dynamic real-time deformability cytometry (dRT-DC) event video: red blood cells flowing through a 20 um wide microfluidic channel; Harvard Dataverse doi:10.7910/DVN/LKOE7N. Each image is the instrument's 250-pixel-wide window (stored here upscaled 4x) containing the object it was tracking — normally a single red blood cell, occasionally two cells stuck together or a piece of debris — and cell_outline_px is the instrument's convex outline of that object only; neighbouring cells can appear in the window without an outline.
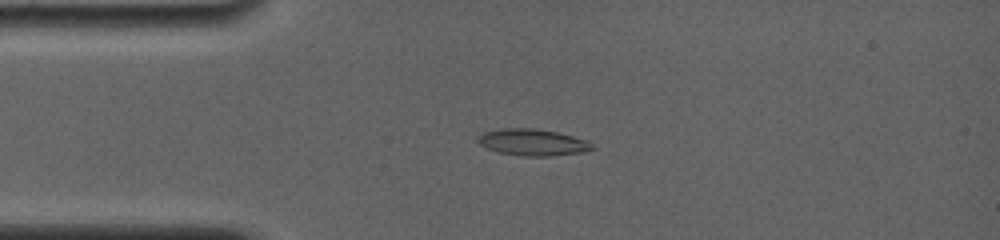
{"species": "common noctule bat (a hibernating species)", "species_latin": "Nyctalus noctula", "temperature_condition": "room temperature", "stored_images_in_passage": 22, "camera_frame_rate_fps": 4000, "um_per_image_px": 0.085, "animal": {"sex": "female", "body_mass_g": 19.0, "forearm_length_mm": 56.7}, "frame": {"image": 1, "passage_image": 8, "time_ms": 3.5, "image_size_px": [1000, 240], "cell_outline_px": [[596, 148], [584, 152], [548, 156], [524, 156], [500, 152], [488, 148], [480, 144], [476, 140], [484, 132], [500, 128], [532, 128], [556, 132], [588, 140]], "centroid_in_image_um": [45.31, 12.09], "position_along_channel_um": 39.7, "area_um2": 17.57}}
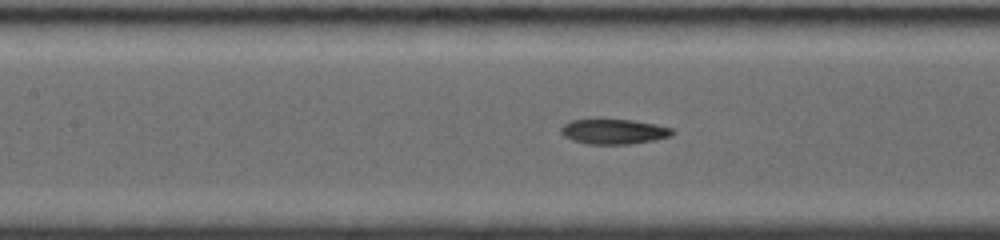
{"frame": {"image": 2, "passage_image": 16, "time_ms": 7.0, "image_size_px": [1000, 240], "cell_outline_px": [[676, 132], [672, 136], [652, 140], [628, 144], [588, 144], [572, 140], [564, 136], [560, 132], [560, 128], [564, 124], [572, 120], [596, 116], [600, 116], [632, 120], [656, 124], [672, 128]], "centroid_in_image_um": [52.13, 11.13], "position_along_channel_um": 155.3, "area_um2": 17.05}}
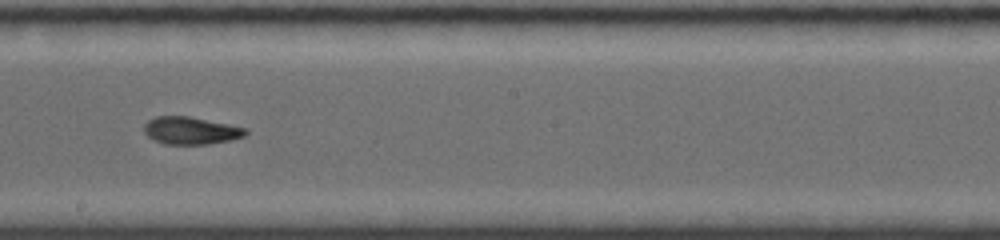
{"frame": {"image": 3, "passage_image": 20, "time_ms": 9.0, "image_size_px": [1000, 240], "cell_outline_px": [[248, 132], [244, 136], [232, 140], [208, 144], [164, 144], [152, 140], [144, 132], [144, 124], [148, 120], [156, 116], [188, 116], [228, 124], [244, 128]], "centroid_in_image_um": [16.18, 11.1], "position_along_channel_um": 232.0, "area_um2": 16.24}}